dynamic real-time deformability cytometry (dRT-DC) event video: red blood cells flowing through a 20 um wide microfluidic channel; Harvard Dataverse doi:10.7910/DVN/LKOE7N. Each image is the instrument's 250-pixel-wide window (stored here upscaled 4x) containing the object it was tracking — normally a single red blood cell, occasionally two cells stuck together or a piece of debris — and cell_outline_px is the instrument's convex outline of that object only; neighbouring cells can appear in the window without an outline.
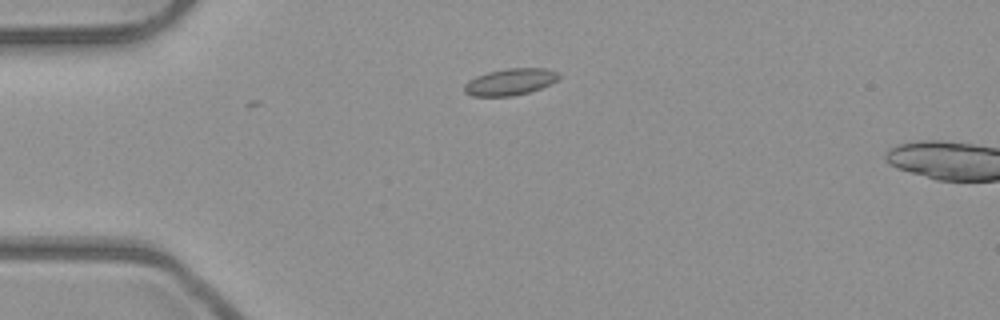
{"species": "common noctule bat (a hibernating species)", "species_latin": "Nyctalus noctula", "temperature_condition": "room temperature", "stored_images_in_passage": 2, "camera_frame_rate_fps": 3000, "um_per_image_px": 0.085, "animal": {"sex": "male", "body_mass_g": 23.1, "forearm_length_mm": 52.7}, "frame": {"image": 1, "passage_image": 2, "time_ms": 0.333, "image_size_px": [1000, 320], "cell_outline_px": [[560, 76], [556, 80], [540, 88], [528, 92], [512, 96], [472, 96], [464, 92], [464, 84], [468, 80], [476, 76], [488, 72], [504, 68], [548, 68], [560, 72]], "centroid_in_image_um": [43.35, 6.94], "position_along_channel_um": 41.7, "area_um2": 14.74}}